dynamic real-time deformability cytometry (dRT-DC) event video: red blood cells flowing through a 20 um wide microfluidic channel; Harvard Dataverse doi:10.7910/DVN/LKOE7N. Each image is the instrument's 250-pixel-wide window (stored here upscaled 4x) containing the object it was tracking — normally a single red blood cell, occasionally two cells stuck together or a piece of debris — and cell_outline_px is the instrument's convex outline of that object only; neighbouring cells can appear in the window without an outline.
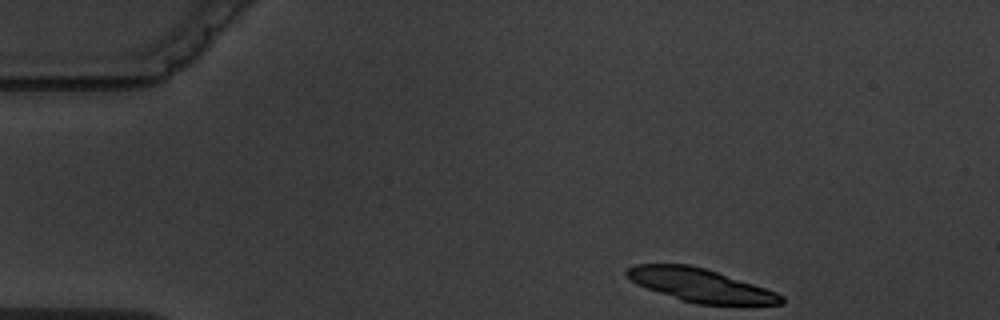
{"species": "common noctule bat (a hibernating species)", "species_latin": "Nyctalus noctula", "temperature_condition": "warm", "stored_images_in_passage": 3, "camera_frame_rate_fps": 3000, "um_per_image_px": 0.085, "animal": {"sex": "male", "body_mass_g": 19.5, "forearm_length_mm": 54.6}, "frame": {"image": 1, "passage_image": 1, "time_ms": 0.0, "image_size_px": [1000, 320], "cell_outline_px": [[784, 304], [696, 304], [680, 300], [636, 284], [624, 272], [628, 268], [636, 264], [688, 264], [704, 268], [776, 292], [784, 296]], "centroid_in_image_um": [59.5, 24.24], "position_along_channel_um": 25.5, "area_um2": 29.36}}